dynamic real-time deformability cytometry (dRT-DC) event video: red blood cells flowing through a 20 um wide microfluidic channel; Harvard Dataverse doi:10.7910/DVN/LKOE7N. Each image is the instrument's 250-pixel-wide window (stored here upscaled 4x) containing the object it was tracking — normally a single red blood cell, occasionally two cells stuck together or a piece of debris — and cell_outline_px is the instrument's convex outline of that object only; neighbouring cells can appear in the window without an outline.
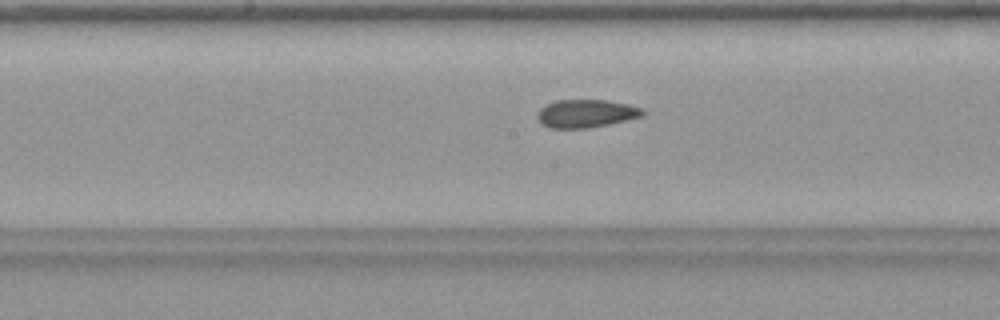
{"species": "common noctule bat (a hibernating species)", "species_latin": "Nyctalus noctula", "temperature_condition": "warm", "stored_images_in_passage": 43, "camera_frame_rate_fps": 3000, "um_per_image_px": 0.085, "animal": {"sex": "female", "body_mass_g": 19.9}, "frame": {"image": 1, "passage_image": 22, "time_ms": 7.0, "image_size_px": [1000, 320], "cell_outline_px": [[644, 116], [608, 124], [588, 128], [548, 128], [540, 124], [536, 120], [536, 112], [544, 104], [556, 100], [608, 100], [628, 104], [644, 108]], "centroid_in_image_um": [49.76, 9.65], "position_along_channel_um": 198.4, "area_um2": 17.57}}
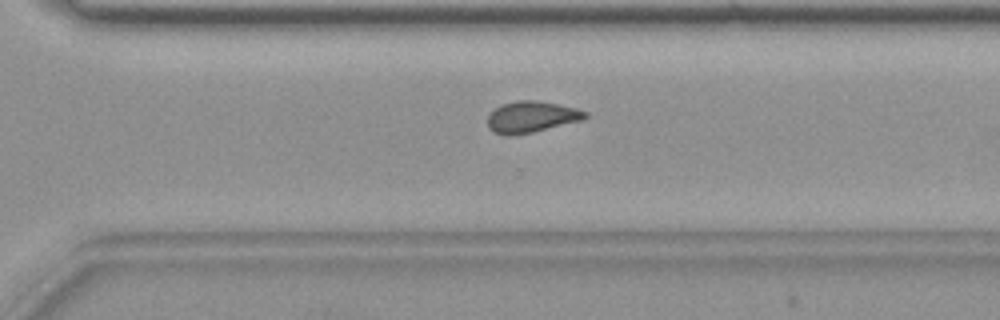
{"frame": {"image": 2, "passage_image": 30, "time_ms": 9.667, "image_size_px": [1000, 320], "cell_outline_px": [[588, 116], [584, 120], [532, 132], [512, 136], [508, 136], [492, 132], [488, 128], [488, 116], [500, 104], [520, 100], [536, 100], [576, 108], [588, 112]], "centroid_in_image_um": [45.17, 9.94], "position_along_channel_um": 325.4, "area_um2": 17.86}}
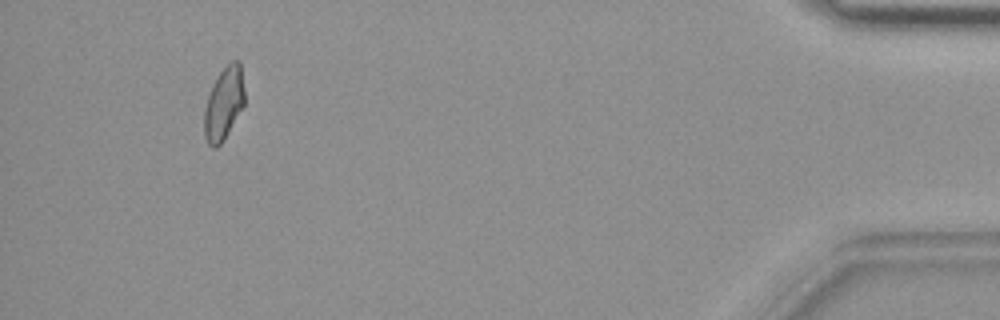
{"frame": {"image": 3, "passage_image": 40, "time_ms": 13.0, "image_size_px": [1000, 320], "cell_outline_px": [[244, 104], [224, 140], [216, 148], [212, 148], [208, 144], [204, 136], [204, 108], [212, 84], [220, 72], [232, 60], [240, 60], [244, 88]], "centroid_in_image_um": [19.01, 8.81], "position_along_channel_um": 416.2, "area_um2": 17.11}}